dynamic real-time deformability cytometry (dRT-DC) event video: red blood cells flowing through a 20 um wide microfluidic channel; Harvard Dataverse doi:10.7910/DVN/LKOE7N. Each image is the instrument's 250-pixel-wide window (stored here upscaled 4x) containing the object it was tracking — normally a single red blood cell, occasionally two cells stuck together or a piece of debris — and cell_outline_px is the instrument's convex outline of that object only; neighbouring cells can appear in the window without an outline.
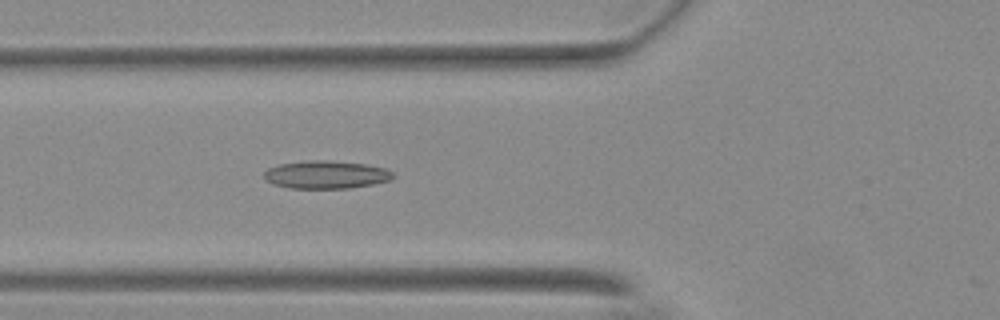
{"species": "Egyptian fruit bat (a non-hibernating species)", "species_latin": "Rousettus aegyptiacus", "temperature_condition": "warm", "stored_images_in_passage": 50, "camera_frame_rate_fps": 3000, "um_per_image_px": 0.085, "animal": {"sex": "female"}, "frame": {"image": 1, "passage_image": 20, "time_ms": 6.333, "image_size_px": [1000, 320], "cell_outline_px": [[396, 176], [388, 180], [372, 184], [352, 188], [292, 188], [272, 184], [264, 176], [264, 172], [268, 168], [280, 164], [304, 160], [328, 160], [368, 164], [384, 168], [392, 172]], "centroid_in_image_um": [27.72, 14.83], "position_along_channel_um": 98.1, "area_um2": 20.98}}
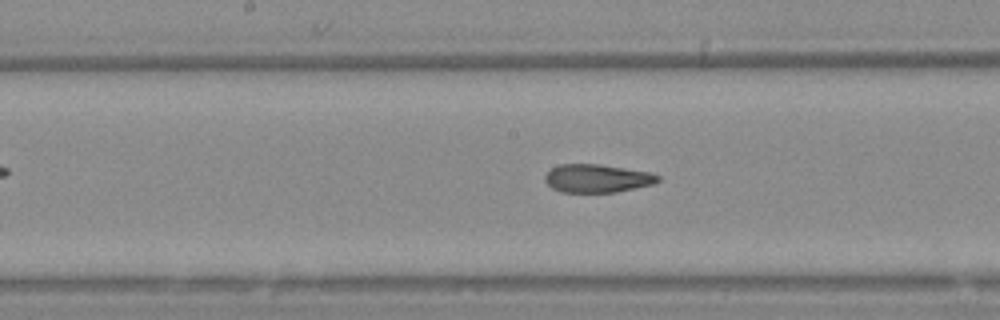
{"frame": {"image": 2, "passage_image": 28, "time_ms": 9.0, "image_size_px": [1000, 320], "cell_outline_px": [[660, 180], [652, 184], [616, 192], [560, 192], [552, 188], [544, 180], [544, 176], [552, 168], [560, 164], [600, 164], [648, 172], [660, 176]], "centroid_in_image_um": [50.73, 15.16], "position_along_channel_um": 197.5, "area_um2": 18.44}}
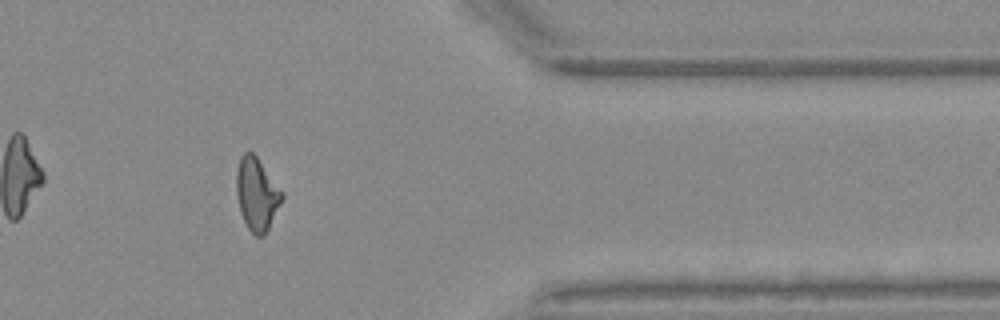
{"frame": {"image": 3, "passage_image": 45, "time_ms": 14.667, "image_size_px": [1000, 320], "cell_outline_px": [[284, 196], [264, 236], [256, 236], [248, 228], [240, 212], [236, 192], [236, 172], [240, 156], [244, 152], [252, 152], [256, 156], [284, 192]], "centroid_in_image_um": [21.82, 16.48], "position_along_channel_um": 389.6, "area_um2": 19.19}, "authors_computed_cell_mechanics": {"area_um2": 19.3341, "velocity_mm_per_s": 3.7162, "shape_relaxation_time_tau1_ms": null, "shape_relaxation_time_tau2_ms": 2.0528, "deformation_change_tau1": null, "deformation_change_tau2": 0.1}}